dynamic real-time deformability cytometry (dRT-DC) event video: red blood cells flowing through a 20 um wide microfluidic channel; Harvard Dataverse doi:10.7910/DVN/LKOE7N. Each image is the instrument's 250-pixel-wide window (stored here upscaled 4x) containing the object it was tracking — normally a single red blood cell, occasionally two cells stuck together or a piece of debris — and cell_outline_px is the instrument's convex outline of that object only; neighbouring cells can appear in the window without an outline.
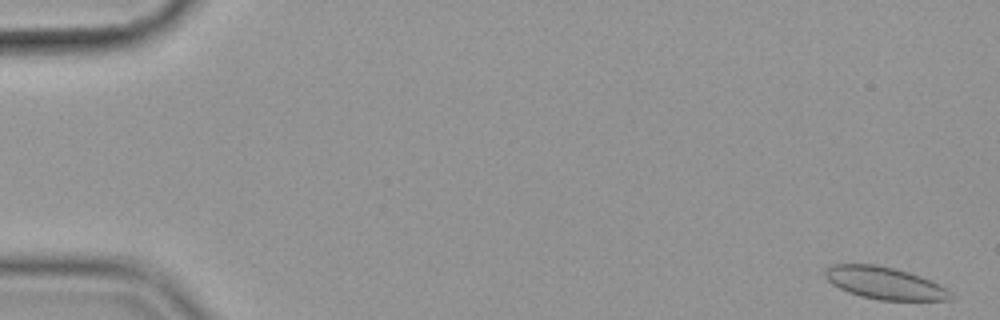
{"species": "common noctule bat (a hibernating species)", "species_latin": "Nyctalus noctula", "temperature_condition": "cold", "stored_images_in_passage": 11, "camera_frame_rate_fps": 3000, "um_per_image_px": 0.085, "animal": {"sex": "female", "body_mass_g": 19.9}, "frame": {"image": 1, "passage_image": 2, "time_ms": 0.333, "image_size_px": [1000, 320], "cell_outline_px": [[952, 300], [880, 300], [860, 296], [848, 292], [832, 284], [824, 276], [824, 268], [832, 264], [876, 264], [896, 268], [920, 276], [948, 288], [952, 292]], "centroid_in_image_um": [75.19, 24.05], "position_along_channel_um": 9.8, "area_um2": 23.76}}